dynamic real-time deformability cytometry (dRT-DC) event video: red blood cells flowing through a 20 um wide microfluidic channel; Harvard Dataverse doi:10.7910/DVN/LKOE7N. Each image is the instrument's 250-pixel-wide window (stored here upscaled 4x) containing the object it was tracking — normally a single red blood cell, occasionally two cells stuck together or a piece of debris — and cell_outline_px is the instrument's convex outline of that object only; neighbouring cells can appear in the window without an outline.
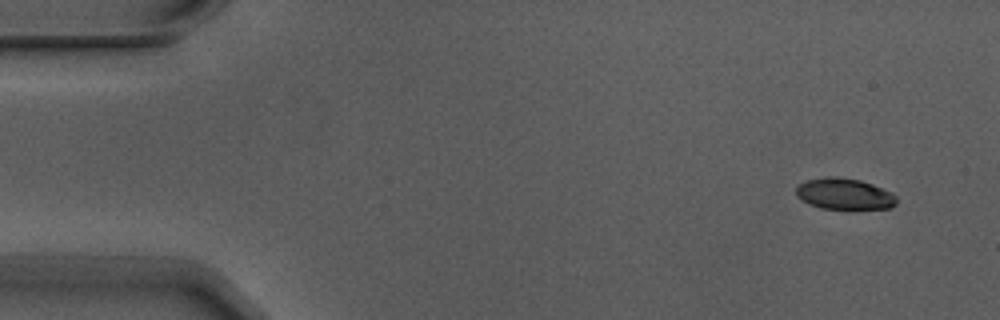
{"species": "Egyptian fruit bat (a non-hibernating species)", "species_latin": "Rousettus aegyptiacus", "temperature_condition": "warm", "stored_images_in_passage": 8, "camera_frame_rate_fps": 3000, "um_per_image_px": 0.085, "animal": {"sex": "male"}, "frame": {"image": 1, "passage_image": 1, "time_ms": 0.0, "image_size_px": [1000, 320], "cell_outline_px": [[896, 204], [892, 208], [820, 208], [808, 204], [796, 196], [796, 188], [800, 184], [808, 180], [828, 176], [836, 176], [860, 180], [872, 184], [892, 192], [896, 196]], "centroid_in_image_um": [71.77, 16.47], "position_along_channel_um": 13.2, "area_um2": 18.15}}
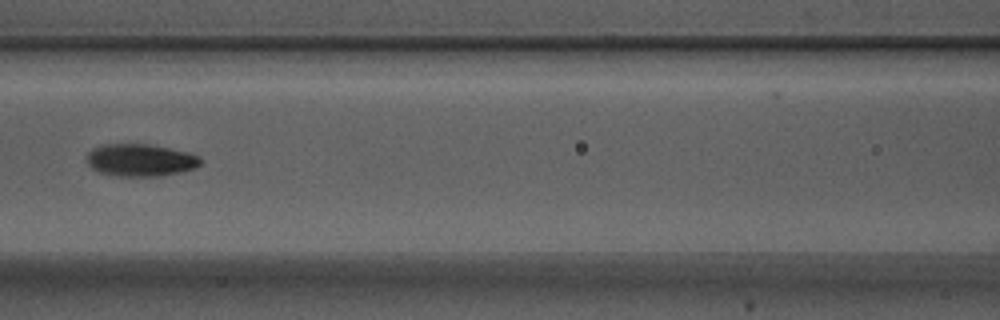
{"frame": {"image": 2, "passage_image": 7, "time_ms": 2.0, "image_size_px": [1000, 320], "cell_outline_px": [[200, 164], [196, 168], [180, 172], [160, 176], [116, 176], [96, 172], [88, 164], [88, 152], [92, 148], [104, 144], [148, 144], [188, 152], [200, 156]], "centroid_in_image_um": [11.92, 13.61], "position_along_channel_um": 154.7, "area_um2": 21.5}}
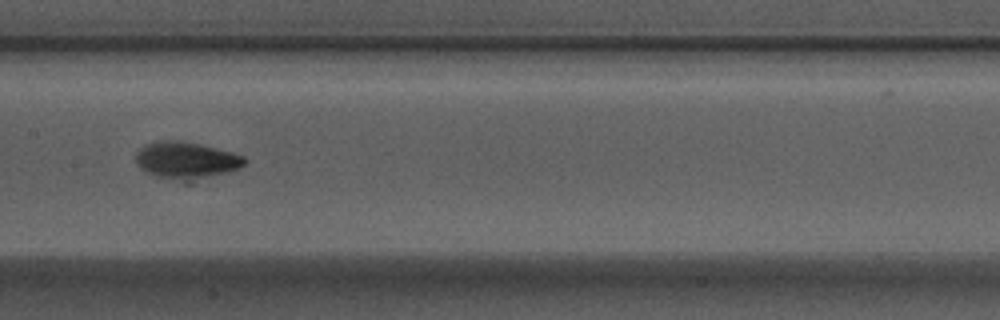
{"frame": {"image": 3, "passage_image": 8, "time_ms": 2.333, "image_size_px": [1000, 320], "cell_outline_px": [[248, 160], [244, 164], [236, 168], [188, 184], [184, 184], [156, 176], [144, 172], [140, 168], [136, 160], [136, 152], [140, 148], [148, 144], [164, 140], [180, 140], [200, 144], [232, 152], [244, 156]], "centroid_in_image_um": [15.8, 13.66], "position_along_channel_um": 191.6, "area_um2": 23.76}}